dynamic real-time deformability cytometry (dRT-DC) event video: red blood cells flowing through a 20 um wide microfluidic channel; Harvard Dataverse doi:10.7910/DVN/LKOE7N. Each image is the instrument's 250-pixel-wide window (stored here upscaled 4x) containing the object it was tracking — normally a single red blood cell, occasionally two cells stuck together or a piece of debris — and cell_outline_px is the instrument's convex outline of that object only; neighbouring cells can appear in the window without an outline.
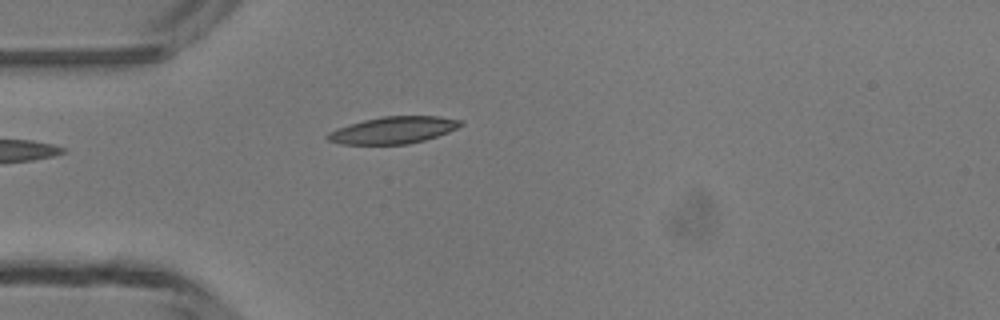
{"species": "common noctule bat (a hibernating species)", "species_latin": "Nyctalus noctula", "temperature_condition": "room temperature", "stored_images_in_passage": 3, "camera_frame_rate_fps": 3000, "um_per_image_px": 0.085, "animal": {"sex": "male", "body_mass_g": 13.3}, "frame": {"image": 1, "passage_image": 3, "time_ms": 2.333, "image_size_px": [1000, 320], "cell_outline_px": [[464, 124], [448, 132], [424, 140], [408, 144], [340, 144], [328, 140], [324, 136], [328, 132], [336, 128], [348, 124], [380, 116], [440, 116], [464, 120]], "centroid_in_image_um": [33.42, 11.05], "position_along_channel_um": 51.6, "area_um2": 21.04}}